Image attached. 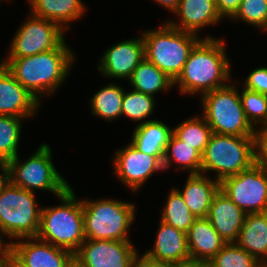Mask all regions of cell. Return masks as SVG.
I'll use <instances>...</instances> for the list:
<instances>
[{
  "mask_svg": "<svg viewBox=\"0 0 267 267\" xmlns=\"http://www.w3.org/2000/svg\"><path fill=\"white\" fill-rule=\"evenodd\" d=\"M74 59L73 51L64 41L57 49L27 57H8L1 63L40 100L39 96L52 94L65 81Z\"/></svg>",
  "mask_w": 267,
  "mask_h": 267,
  "instance_id": "1",
  "label": "cell"
},
{
  "mask_svg": "<svg viewBox=\"0 0 267 267\" xmlns=\"http://www.w3.org/2000/svg\"><path fill=\"white\" fill-rule=\"evenodd\" d=\"M222 40L207 36L194 46L174 81L181 93L194 95L201 92L204 95L228 85L231 65Z\"/></svg>",
  "mask_w": 267,
  "mask_h": 267,
  "instance_id": "2",
  "label": "cell"
},
{
  "mask_svg": "<svg viewBox=\"0 0 267 267\" xmlns=\"http://www.w3.org/2000/svg\"><path fill=\"white\" fill-rule=\"evenodd\" d=\"M59 198L61 205L42 209L39 231L35 238L75 254L86 240L83 203L76 199L71 187Z\"/></svg>",
  "mask_w": 267,
  "mask_h": 267,
  "instance_id": "3",
  "label": "cell"
},
{
  "mask_svg": "<svg viewBox=\"0 0 267 267\" xmlns=\"http://www.w3.org/2000/svg\"><path fill=\"white\" fill-rule=\"evenodd\" d=\"M145 58L175 81L194 46L201 40L196 34L181 31L168 22L142 35Z\"/></svg>",
  "mask_w": 267,
  "mask_h": 267,
  "instance_id": "4",
  "label": "cell"
},
{
  "mask_svg": "<svg viewBox=\"0 0 267 267\" xmlns=\"http://www.w3.org/2000/svg\"><path fill=\"white\" fill-rule=\"evenodd\" d=\"M86 239L130 240L129 227L135 219V204L112 199L82 200Z\"/></svg>",
  "mask_w": 267,
  "mask_h": 267,
  "instance_id": "5",
  "label": "cell"
},
{
  "mask_svg": "<svg viewBox=\"0 0 267 267\" xmlns=\"http://www.w3.org/2000/svg\"><path fill=\"white\" fill-rule=\"evenodd\" d=\"M254 136L212 133L202 155V174L215 171V179L239 174L255 163Z\"/></svg>",
  "mask_w": 267,
  "mask_h": 267,
  "instance_id": "6",
  "label": "cell"
},
{
  "mask_svg": "<svg viewBox=\"0 0 267 267\" xmlns=\"http://www.w3.org/2000/svg\"><path fill=\"white\" fill-rule=\"evenodd\" d=\"M230 84V85H229ZM202 116L213 133L232 136H254L255 128L247 120L240 93L235 84L215 89L202 97Z\"/></svg>",
  "mask_w": 267,
  "mask_h": 267,
  "instance_id": "7",
  "label": "cell"
},
{
  "mask_svg": "<svg viewBox=\"0 0 267 267\" xmlns=\"http://www.w3.org/2000/svg\"><path fill=\"white\" fill-rule=\"evenodd\" d=\"M35 193L10 182L0 194V231L10 239L36 237L42 208L37 207Z\"/></svg>",
  "mask_w": 267,
  "mask_h": 267,
  "instance_id": "8",
  "label": "cell"
},
{
  "mask_svg": "<svg viewBox=\"0 0 267 267\" xmlns=\"http://www.w3.org/2000/svg\"><path fill=\"white\" fill-rule=\"evenodd\" d=\"M7 166L10 183L22 189L31 192H34V189L47 190L59 197L70 187L55 169L51 148L46 143L41 144L27 161L20 163L17 156L8 161Z\"/></svg>",
  "mask_w": 267,
  "mask_h": 267,
  "instance_id": "9",
  "label": "cell"
},
{
  "mask_svg": "<svg viewBox=\"0 0 267 267\" xmlns=\"http://www.w3.org/2000/svg\"><path fill=\"white\" fill-rule=\"evenodd\" d=\"M220 190L246 214L267 212V170L255 163L224 178Z\"/></svg>",
  "mask_w": 267,
  "mask_h": 267,
  "instance_id": "10",
  "label": "cell"
},
{
  "mask_svg": "<svg viewBox=\"0 0 267 267\" xmlns=\"http://www.w3.org/2000/svg\"><path fill=\"white\" fill-rule=\"evenodd\" d=\"M10 44L8 57H27L57 49L64 41L63 28L57 23L29 14Z\"/></svg>",
  "mask_w": 267,
  "mask_h": 267,
  "instance_id": "11",
  "label": "cell"
},
{
  "mask_svg": "<svg viewBox=\"0 0 267 267\" xmlns=\"http://www.w3.org/2000/svg\"><path fill=\"white\" fill-rule=\"evenodd\" d=\"M137 254L130 240L86 239L74 260L83 267H132Z\"/></svg>",
  "mask_w": 267,
  "mask_h": 267,
  "instance_id": "12",
  "label": "cell"
},
{
  "mask_svg": "<svg viewBox=\"0 0 267 267\" xmlns=\"http://www.w3.org/2000/svg\"><path fill=\"white\" fill-rule=\"evenodd\" d=\"M115 153L114 174L134 192H137L155 171L163 170V164L156 156L138 151L131 143Z\"/></svg>",
  "mask_w": 267,
  "mask_h": 267,
  "instance_id": "13",
  "label": "cell"
},
{
  "mask_svg": "<svg viewBox=\"0 0 267 267\" xmlns=\"http://www.w3.org/2000/svg\"><path fill=\"white\" fill-rule=\"evenodd\" d=\"M20 240L10 242V250L11 255L24 267H69L74 261V254L63 248L34 237Z\"/></svg>",
  "mask_w": 267,
  "mask_h": 267,
  "instance_id": "14",
  "label": "cell"
},
{
  "mask_svg": "<svg viewBox=\"0 0 267 267\" xmlns=\"http://www.w3.org/2000/svg\"><path fill=\"white\" fill-rule=\"evenodd\" d=\"M118 42L102 55L98 70L110 78H131L134 69L145 58L143 37Z\"/></svg>",
  "mask_w": 267,
  "mask_h": 267,
  "instance_id": "15",
  "label": "cell"
},
{
  "mask_svg": "<svg viewBox=\"0 0 267 267\" xmlns=\"http://www.w3.org/2000/svg\"><path fill=\"white\" fill-rule=\"evenodd\" d=\"M40 102L0 63V115L26 119L34 115Z\"/></svg>",
  "mask_w": 267,
  "mask_h": 267,
  "instance_id": "16",
  "label": "cell"
},
{
  "mask_svg": "<svg viewBox=\"0 0 267 267\" xmlns=\"http://www.w3.org/2000/svg\"><path fill=\"white\" fill-rule=\"evenodd\" d=\"M246 213L222 190L214 196L207 219L226 243H235Z\"/></svg>",
  "mask_w": 267,
  "mask_h": 267,
  "instance_id": "17",
  "label": "cell"
},
{
  "mask_svg": "<svg viewBox=\"0 0 267 267\" xmlns=\"http://www.w3.org/2000/svg\"><path fill=\"white\" fill-rule=\"evenodd\" d=\"M180 17V21L168 23L181 31L198 35L199 29L221 21L215 0H180L177 10L174 12Z\"/></svg>",
  "mask_w": 267,
  "mask_h": 267,
  "instance_id": "18",
  "label": "cell"
},
{
  "mask_svg": "<svg viewBox=\"0 0 267 267\" xmlns=\"http://www.w3.org/2000/svg\"><path fill=\"white\" fill-rule=\"evenodd\" d=\"M145 255L155 261L172 264L190 257L187 233L160 220L156 241Z\"/></svg>",
  "mask_w": 267,
  "mask_h": 267,
  "instance_id": "19",
  "label": "cell"
},
{
  "mask_svg": "<svg viewBox=\"0 0 267 267\" xmlns=\"http://www.w3.org/2000/svg\"><path fill=\"white\" fill-rule=\"evenodd\" d=\"M176 190L196 218H207L212 200L220 190V181L205 174H189L183 191Z\"/></svg>",
  "mask_w": 267,
  "mask_h": 267,
  "instance_id": "20",
  "label": "cell"
},
{
  "mask_svg": "<svg viewBox=\"0 0 267 267\" xmlns=\"http://www.w3.org/2000/svg\"><path fill=\"white\" fill-rule=\"evenodd\" d=\"M235 243L267 267V212L246 214Z\"/></svg>",
  "mask_w": 267,
  "mask_h": 267,
  "instance_id": "21",
  "label": "cell"
},
{
  "mask_svg": "<svg viewBox=\"0 0 267 267\" xmlns=\"http://www.w3.org/2000/svg\"><path fill=\"white\" fill-rule=\"evenodd\" d=\"M226 244L207 218H197L187 232L190 257L209 262Z\"/></svg>",
  "mask_w": 267,
  "mask_h": 267,
  "instance_id": "22",
  "label": "cell"
},
{
  "mask_svg": "<svg viewBox=\"0 0 267 267\" xmlns=\"http://www.w3.org/2000/svg\"><path fill=\"white\" fill-rule=\"evenodd\" d=\"M173 129L158 120H145L137 125L133 132L134 148L145 154L156 156L163 162L165 150Z\"/></svg>",
  "mask_w": 267,
  "mask_h": 267,
  "instance_id": "23",
  "label": "cell"
},
{
  "mask_svg": "<svg viewBox=\"0 0 267 267\" xmlns=\"http://www.w3.org/2000/svg\"><path fill=\"white\" fill-rule=\"evenodd\" d=\"M31 14L53 21L64 31L69 29L68 23L84 14L85 6L81 0H30Z\"/></svg>",
  "mask_w": 267,
  "mask_h": 267,
  "instance_id": "24",
  "label": "cell"
},
{
  "mask_svg": "<svg viewBox=\"0 0 267 267\" xmlns=\"http://www.w3.org/2000/svg\"><path fill=\"white\" fill-rule=\"evenodd\" d=\"M134 90L151 96L159 91L170 89L174 81L163 73L157 66L144 58L134 69L129 79Z\"/></svg>",
  "mask_w": 267,
  "mask_h": 267,
  "instance_id": "25",
  "label": "cell"
},
{
  "mask_svg": "<svg viewBox=\"0 0 267 267\" xmlns=\"http://www.w3.org/2000/svg\"><path fill=\"white\" fill-rule=\"evenodd\" d=\"M173 160L182 166L178 168L179 170L184 168L189 170V174H202V154L184 144L172 133L162 162L163 170L169 168Z\"/></svg>",
  "mask_w": 267,
  "mask_h": 267,
  "instance_id": "26",
  "label": "cell"
},
{
  "mask_svg": "<svg viewBox=\"0 0 267 267\" xmlns=\"http://www.w3.org/2000/svg\"><path fill=\"white\" fill-rule=\"evenodd\" d=\"M124 88L110 83L91 98V112L107 121L122 116Z\"/></svg>",
  "mask_w": 267,
  "mask_h": 267,
  "instance_id": "27",
  "label": "cell"
},
{
  "mask_svg": "<svg viewBox=\"0 0 267 267\" xmlns=\"http://www.w3.org/2000/svg\"><path fill=\"white\" fill-rule=\"evenodd\" d=\"M212 133L211 127L203 116L191 117L173 128V134L179 140L198 150L202 155L209 143Z\"/></svg>",
  "mask_w": 267,
  "mask_h": 267,
  "instance_id": "28",
  "label": "cell"
},
{
  "mask_svg": "<svg viewBox=\"0 0 267 267\" xmlns=\"http://www.w3.org/2000/svg\"><path fill=\"white\" fill-rule=\"evenodd\" d=\"M196 219L185 204L181 194L176 188H173L164 205L161 221L187 233Z\"/></svg>",
  "mask_w": 267,
  "mask_h": 267,
  "instance_id": "29",
  "label": "cell"
},
{
  "mask_svg": "<svg viewBox=\"0 0 267 267\" xmlns=\"http://www.w3.org/2000/svg\"><path fill=\"white\" fill-rule=\"evenodd\" d=\"M24 118L0 115V162H8L18 156L17 147Z\"/></svg>",
  "mask_w": 267,
  "mask_h": 267,
  "instance_id": "30",
  "label": "cell"
},
{
  "mask_svg": "<svg viewBox=\"0 0 267 267\" xmlns=\"http://www.w3.org/2000/svg\"><path fill=\"white\" fill-rule=\"evenodd\" d=\"M208 267H265L236 243H226L208 262Z\"/></svg>",
  "mask_w": 267,
  "mask_h": 267,
  "instance_id": "31",
  "label": "cell"
},
{
  "mask_svg": "<svg viewBox=\"0 0 267 267\" xmlns=\"http://www.w3.org/2000/svg\"><path fill=\"white\" fill-rule=\"evenodd\" d=\"M154 96L133 90L124 92L122 102V116L125 115L131 120L141 121L150 116L155 108Z\"/></svg>",
  "mask_w": 267,
  "mask_h": 267,
  "instance_id": "32",
  "label": "cell"
},
{
  "mask_svg": "<svg viewBox=\"0 0 267 267\" xmlns=\"http://www.w3.org/2000/svg\"><path fill=\"white\" fill-rule=\"evenodd\" d=\"M240 98L245 116L254 128L256 124H267V95L243 88Z\"/></svg>",
  "mask_w": 267,
  "mask_h": 267,
  "instance_id": "33",
  "label": "cell"
},
{
  "mask_svg": "<svg viewBox=\"0 0 267 267\" xmlns=\"http://www.w3.org/2000/svg\"><path fill=\"white\" fill-rule=\"evenodd\" d=\"M257 26L267 31V0H242L236 14L231 18Z\"/></svg>",
  "mask_w": 267,
  "mask_h": 267,
  "instance_id": "34",
  "label": "cell"
},
{
  "mask_svg": "<svg viewBox=\"0 0 267 267\" xmlns=\"http://www.w3.org/2000/svg\"><path fill=\"white\" fill-rule=\"evenodd\" d=\"M260 126L254 132L255 164L267 170V124Z\"/></svg>",
  "mask_w": 267,
  "mask_h": 267,
  "instance_id": "35",
  "label": "cell"
},
{
  "mask_svg": "<svg viewBox=\"0 0 267 267\" xmlns=\"http://www.w3.org/2000/svg\"><path fill=\"white\" fill-rule=\"evenodd\" d=\"M243 87L267 95V67H260L249 73Z\"/></svg>",
  "mask_w": 267,
  "mask_h": 267,
  "instance_id": "36",
  "label": "cell"
},
{
  "mask_svg": "<svg viewBox=\"0 0 267 267\" xmlns=\"http://www.w3.org/2000/svg\"><path fill=\"white\" fill-rule=\"evenodd\" d=\"M242 0H215L216 8L221 16L232 18L239 9Z\"/></svg>",
  "mask_w": 267,
  "mask_h": 267,
  "instance_id": "37",
  "label": "cell"
},
{
  "mask_svg": "<svg viewBox=\"0 0 267 267\" xmlns=\"http://www.w3.org/2000/svg\"><path fill=\"white\" fill-rule=\"evenodd\" d=\"M132 267H170V264L152 260L145 254H143V256H140L139 258L137 254Z\"/></svg>",
  "mask_w": 267,
  "mask_h": 267,
  "instance_id": "38",
  "label": "cell"
},
{
  "mask_svg": "<svg viewBox=\"0 0 267 267\" xmlns=\"http://www.w3.org/2000/svg\"><path fill=\"white\" fill-rule=\"evenodd\" d=\"M170 267H208V262L201 259L188 257L170 264Z\"/></svg>",
  "mask_w": 267,
  "mask_h": 267,
  "instance_id": "39",
  "label": "cell"
},
{
  "mask_svg": "<svg viewBox=\"0 0 267 267\" xmlns=\"http://www.w3.org/2000/svg\"><path fill=\"white\" fill-rule=\"evenodd\" d=\"M0 194L2 193L3 189L8 185L10 182L9 180V169L6 162H0Z\"/></svg>",
  "mask_w": 267,
  "mask_h": 267,
  "instance_id": "40",
  "label": "cell"
},
{
  "mask_svg": "<svg viewBox=\"0 0 267 267\" xmlns=\"http://www.w3.org/2000/svg\"><path fill=\"white\" fill-rule=\"evenodd\" d=\"M155 2H158L160 5H162L164 8L173 11V13L177 10L180 0H153Z\"/></svg>",
  "mask_w": 267,
  "mask_h": 267,
  "instance_id": "41",
  "label": "cell"
},
{
  "mask_svg": "<svg viewBox=\"0 0 267 267\" xmlns=\"http://www.w3.org/2000/svg\"><path fill=\"white\" fill-rule=\"evenodd\" d=\"M3 267H24L11 254L7 258Z\"/></svg>",
  "mask_w": 267,
  "mask_h": 267,
  "instance_id": "42",
  "label": "cell"
},
{
  "mask_svg": "<svg viewBox=\"0 0 267 267\" xmlns=\"http://www.w3.org/2000/svg\"><path fill=\"white\" fill-rule=\"evenodd\" d=\"M2 234H1V231H0V252H11L10 250V247H11V244L10 242H8L7 244L6 243H3V240L1 237Z\"/></svg>",
  "mask_w": 267,
  "mask_h": 267,
  "instance_id": "43",
  "label": "cell"
},
{
  "mask_svg": "<svg viewBox=\"0 0 267 267\" xmlns=\"http://www.w3.org/2000/svg\"><path fill=\"white\" fill-rule=\"evenodd\" d=\"M11 252H0V267H3Z\"/></svg>",
  "mask_w": 267,
  "mask_h": 267,
  "instance_id": "44",
  "label": "cell"
},
{
  "mask_svg": "<svg viewBox=\"0 0 267 267\" xmlns=\"http://www.w3.org/2000/svg\"><path fill=\"white\" fill-rule=\"evenodd\" d=\"M69 267H83V266H81L77 261L74 260V261L70 264Z\"/></svg>",
  "mask_w": 267,
  "mask_h": 267,
  "instance_id": "45",
  "label": "cell"
}]
</instances>
